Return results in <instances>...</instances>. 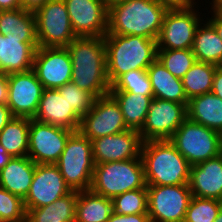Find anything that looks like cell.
<instances>
[{"label":"cell","mask_w":222,"mask_h":222,"mask_svg":"<svg viewBox=\"0 0 222 222\" xmlns=\"http://www.w3.org/2000/svg\"><path fill=\"white\" fill-rule=\"evenodd\" d=\"M210 4L213 8H215L221 15H222V2H210L209 1V7Z\"/></svg>","instance_id":"obj_47"},{"label":"cell","mask_w":222,"mask_h":222,"mask_svg":"<svg viewBox=\"0 0 222 222\" xmlns=\"http://www.w3.org/2000/svg\"><path fill=\"white\" fill-rule=\"evenodd\" d=\"M192 51L196 61L217 66L222 61V39L207 19L202 20L196 29Z\"/></svg>","instance_id":"obj_26"},{"label":"cell","mask_w":222,"mask_h":222,"mask_svg":"<svg viewBox=\"0 0 222 222\" xmlns=\"http://www.w3.org/2000/svg\"><path fill=\"white\" fill-rule=\"evenodd\" d=\"M210 12L212 13L211 18H207L206 16L205 18L214 26L219 37L222 39V15L212 6L210 8Z\"/></svg>","instance_id":"obj_39"},{"label":"cell","mask_w":222,"mask_h":222,"mask_svg":"<svg viewBox=\"0 0 222 222\" xmlns=\"http://www.w3.org/2000/svg\"><path fill=\"white\" fill-rule=\"evenodd\" d=\"M30 118L13 117L0 132V144L12 157L28 154Z\"/></svg>","instance_id":"obj_30"},{"label":"cell","mask_w":222,"mask_h":222,"mask_svg":"<svg viewBox=\"0 0 222 222\" xmlns=\"http://www.w3.org/2000/svg\"><path fill=\"white\" fill-rule=\"evenodd\" d=\"M128 129L118 103L107 94L96 98L91 110L81 118L78 131L91 141Z\"/></svg>","instance_id":"obj_13"},{"label":"cell","mask_w":222,"mask_h":222,"mask_svg":"<svg viewBox=\"0 0 222 222\" xmlns=\"http://www.w3.org/2000/svg\"><path fill=\"white\" fill-rule=\"evenodd\" d=\"M38 47V43H25L10 33H0V72L8 75L32 70Z\"/></svg>","instance_id":"obj_21"},{"label":"cell","mask_w":222,"mask_h":222,"mask_svg":"<svg viewBox=\"0 0 222 222\" xmlns=\"http://www.w3.org/2000/svg\"><path fill=\"white\" fill-rule=\"evenodd\" d=\"M78 191H71L53 203L29 209L26 222H75Z\"/></svg>","instance_id":"obj_27"},{"label":"cell","mask_w":222,"mask_h":222,"mask_svg":"<svg viewBox=\"0 0 222 222\" xmlns=\"http://www.w3.org/2000/svg\"><path fill=\"white\" fill-rule=\"evenodd\" d=\"M121 1H124V0H103V2L107 5V7H110L111 5L121 2Z\"/></svg>","instance_id":"obj_48"},{"label":"cell","mask_w":222,"mask_h":222,"mask_svg":"<svg viewBox=\"0 0 222 222\" xmlns=\"http://www.w3.org/2000/svg\"><path fill=\"white\" fill-rule=\"evenodd\" d=\"M108 81L112 85L131 70H147L157 59V41L137 35L104 36Z\"/></svg>","instance_id":"obj_3"},{"label":"cell","mask_w":222,"mask_h":222,"mask_svg":"<svg viewBox=\"0 0 222 222\" xmlns=\"http://www.w3.org/2000/svg\"><path fill=\"white\" fill-rule=\"evenodd\" d=\"M66 48L72 62L71 82L96 98L109 94L104 37H76Z\"/></svg>","instance_id":"obj_1"},{"label":"cell","mask_w":222,"mask_h":222,"mask_svg":"<svg viewBox=\"0 0 222 222\" xmlns=\"http://www.w3.org/2000/svg\"><path fill=\"white\" fill-rule=\"evenodd\" d=\"M107 222H150L148 213L122 215L113 212Z\"/></svg>","instance_id":"obj_38"},{"label":"cell","mask_w":222,"mask_h":222,"mask_svg":"<svg viewBox=\"0 0 222 222\" xmlns=\"http://www.w3.org/2000/svg\"><path fill=\"white\" fill-rule=\"evenodd\" d=\"M8 101V75L0 72V104Z\"/></svg>","instance_id":"obj_40"},{"label":"cell","mask_w":222,"mask_h":222,"mask_svg":"<svg viewBox=\"0 0 222 222\" xmlns=\"http://www.w3.org/2000/svg\"><path fill=\"white\" fill-rule=\"evenodd\" d=\"M39 122L78 131L81 117L69 106L57 89H44L33 118Z\"/></svg>","instance_id":"obj_20"},{"label":"cell","mask_w":222,"mask_h":222,"mask_svg":"<svg viewBox=\"0 0 222 222\" xmlns=\"http://www.w3.org/2000/svg\"><path fill=\"white\" fill-rule=\"evenodd\" d=\"M73 132L30 119L27 156L36 164H56Z\"/></svg>","instance_id":"obj_12"},{"label":"cell","mask_w":222,"mask_h":222,"mask_svg":"<svg viewBox=\"0 0 222 222\" xmlns=\"http://www.w3.org/2000/svg\"><path fill=\"white\" fill-rule=\"evenodd\" d=\"M214 95L222 99V71L217 67L214 78L212 91Z\"/></svg>","instance_id":"obj_41"},{"label":"cell","mask_w":222,"mask_h":222,"mask_svg":"<svg viewBox=\"0 0 222 222\" xmlns=\"http://www.w3.org/2000/svg\"><path fill=\"white\" fill-rule=\"evenodd\" d=\"M198 1L191 0L188 4L168 9L156 40L158 49L192 48L196 29L206 16L199 12Z\"/></svg>","instance_id":"obj_7"},{"label":"cell","mask_w":222,"mask_h":222,"mask_svg":"<svg viewBox=\"0 0 222 222\" xmlns=\"http://www.w3.org/2000/svg\"><path fill=\"white\" fill-rule=\"evenodd\" d=\"M56 165L71 191L90 190L95 166L91 141L79 131L73 132Z\"/></svg>","instance_id":"obj_6"},{"label":"cell","mask_w":222,"mask_h":222,"mask_svg":"<svg viewBox=\"0 0 222 222\" xmlns=\"http://www.w3.org/2000/svg\"><path fill=\"white\" fill-rule=\"evenodd\" d=\"M218 66L196 61L188 72L181 78L187 99L210 93L213 86V78Z\"/></svg>","instance_id":"obj_31"},{"label":"cell","mask_w":222,"mask_h":222,"mask_svg":"<svg viewBox=\"0 0 222 222\" xmlns=\"http://www.w3.org/2000/svg\"><path fill=\"white\" fill-rule=\"evenodd\" d=\"M218 68L222 71V61H221L220 64L218 65Z\"/></svg>","instance_id":"obj_51"},{"label":"cell","mask_w":222,"mask_h":222,"mask_svg":"<svg viewBox=\"0 0 222 222\" xmlns=\"http://www.w3.org/2000/svg\"><path fill=\"white\" fill-rule=\"evenodd\" d=\"M19 8H22L20 0H0V11L13 10Z\"/></svg>","instance_id":"obj_44"},{"label":"cell","mask_w":222,"mask_h":222,"mask_svg":"<svg viewBox=\"0 0 222 222\" xmlns=\"http://www.w3.org/2000/svg\"><path fill=\"white\" fill-rule=\"evenodd\" d=\"M44 87L33 70L8 74L7 106L13 117L33 119Z\"/></svg>","instance_id":"obj_14"},{"label":"cell","mask_w":222,"mask_h":222,"mask_svg":"<svg viewBox=\"0 0 222 222\" xmlns=\"http://www.w3.org/2000/svg\"><path fill=\"white\" fill-rule=\"evenodd\" d=\"M211 2H222V0H212Z\"/></svg>","instance_id":"obj_52"},{"label":"cell","mask_w":222,"mask_h":222,"mask_svg":"<svg viewBox=\"0 0 222 222\" xmlns=\"http://www.w3.org/2000/svg\"><path fill=\"white\" fill-rule=\"evenodd\" d=\"M110 91L130 92L135 95L153 96L147 70H131L121 75L112 85Z\"/></svg>","instance_id":"obj_33"},{"label":"cell","mask_w":222,"mask_h":222,"mask_svg":"<svg viewBox=\"0 0 222 222\" xmlns=\"http://www.w3.org/2000/svg\"><path fill=\"white\" fill-rule=\"evenodd\" d=\"M122 111L126 126L140 131L154 96L135 95L130 92L110 91Z\"/></svg>","instance_id":"obj_28"},{"label":"cell","mask_w":222,"mask_h":222,"mask_svg":"<svg viewBox=\"0 0 222 222\" xmlns=\"http://www.w3.org/2000/svg\"><path fill=\"white\" fill-rule=\"evenodd\" d=\"M188 185L194 197L222 201V156L191 165Z\"/></svg>","instance_id":"obj_19"},{"label":"cell","mask_w":222,"mask_h":222,"mask_svg":"<svg viewBox=\"0 0 222 222\" xmlns=\"http://www.w3.org/2000/svg\"><path fill=\"white\" fill-rule=\"evenodd\" d=\"M94 164L141 158L142 139L139 131H126L91 140Z\"/></svg>","instance_id":"obj_18"},{"label":"cell","mask_w":222,"mask_h":222,"mask_svg":"<svg viewBox=\"0 0 222 222\" xmlns=\"http://www.w3.org/2000/svg\"><path fill=\"white\" fill-rule=\"evenodd\" d=\"M140 156L146 185L189 183L191 165L169 140L144 141Z\"/></svg>","instance_id":"obj_4"},{"label":"cell","mask_w":222,"mask_h":222,"mask_svg":"<svg viewBox=\"0 0 222 222\" xmlns=\"http://www.w3.org/2000/svg\"><path fill=\"white\" fill-rule=\"evenodd\" d=\"M35 167L36 163L28 156L13 157L0 170V186L24 200L30 190Z\"/></svg>","instance_id":"obj_22"},{"label":"cell","mask_w":222,"mask_h":222,"mask_svg":"<svg viewBox=\"0 0 222 222\" xmlns=\"http://www.w3.org/2000/svg\"><path fill=\"white\" fill-rule=\"evenodd\" d=\"M222 208V201L192 196L184 222H214Z\"/></svg>","instance_id":"obj_35"},{"label":"cell","mask_w":222,"mask_h":222,"mask_svg":"<svg viewBox=\"0 0 222 222\" xmlns=\"http://www.w3.org/2000/svg\"><path fill=\"white\" fill-rule=\"evenodd\" d=\"M13 157L7 153L6 149L0 144V170L10 162Z\"/></svg>","instance_id":"obj_45"},{"label":"cell","mask_w":222,"mask_h":222,"mask_svg":"<svg viewBox=\"0 0 222 222\" xmlns=\"http://www.w3.org/2000/svg\"><path fill=\"white\" fill-rule=\"evenodd\" d=\"M191 198L188 184L147 185L150 222H184Z\"/></svg>","instance_id":"obj_10"},{"label":"cell","mask_w":222,"mask_h":222,"mask_svg":"<svg viewBox=\"0 0 222 222\" xmlns=\"http://www.w3.org/2000/svg\"><path fill=\"white\" fill-rule=\"evenodd\" d=\"M214 222H222V208H221L218 216H217L216 219L214 220Z\"/></svg>","instance_id":"obj_50"},{"label":"cell","mask_w":222,"mask_h":222,"mask_svg":"<svg viewBox=\"0 0 222 222\" xmlns=\"http://www.w3.org/2000/svg\"><path fill=\"white\" fill-rule=\"evenodd\" d=\"M0 222H26L24 200L0 186Z\"/></svg>","instance_id":"obj_37"},{"label":"cell","mask_w":222,"mask_h":222,"mask_svg":"<svg viewBox=\"0 0 222 222\" xmlns=\"http://www.w3.org/2000/svg\"><path fill=\"white\" fill-rule=\"evenodd\" d=\"M187 119V104L153 98L145 123L139 131L142 141L170 140Z\"/></svg>","instance_id":"obj_11"},{"label":"cell","mask_w":222,"mask_h":222,"mask_svg":"<svg viewBox=\"0 0 222 222\" xmlns=\"http://www.w3.org/2000/svg\"><path fill=\"white\" fill-rule=\"evenodd\" d=\"M12 118L13 116L8 106L0 104V132Z\"/></svg>","instance_id":"obj_43"},{"label":"cell","mask_w":222,"mask_h":222,"mask_svg":"<svg viewBox=\"0 0 222 222\" xmlns=\"http://www.w3.org/2000/svg\"><path fill=\"white\" fill-rule=\"evenodd\" d=\"M112 213V199L91 190L78 192L75 222H107Z\"/></svg>","instance_id":"obj_29"},{"label":"cell","mask_w":222,"mask_h":222,"mask_svg":"<svg viewBox=\"0 0 222 222\" xmlns=\"http://www.w3.org/2000/svg\"><path fill=\"white\" fill-rule=\"evenodd\" d=\"M187 118L213 129L222 131V99L212 92L192 97L187 104Z\"/></svg>","instance_id":"obj_24"},{"label":"cell","mask_w":222,"mask_h":222,"mask_svg":"<svg viewBox=\"0 0 222 222\" xmlns=\"http://www.w3.org/2000/svg\"><path fill=\"white\" fill-rule=\"evenodd\" d=\"M44 89H57L71 82L72 62L66 47H38L33 68Z\"/></svg>","instance_id":"obj_15"},{"label":"cell","mask_w":222,"mask_h":222,"mask_svg":"<svg viewBox=\"0 0 222 222\" xmlns=\"http://www.w3.org/2000/svg\"><path fill=\"white\" fill-rule=\"evenodd\" d=\"M190 165L220 155L218 132L186 119L169 140Z\"/></svg>","instance_id":"obj_8"},{"label":"cell","mask_w":222,"mask_h":222,"mask_svg":"<svg viewBox=\"0 0 222 222\" xmlns=\"http://www.w3.org/2000/svg\"><path fill=\"white\" fill-rule=\"evenodd\" d=\"M57 91L81 118L91 110L96 100L93 94L77 87L73 82L65 83Z\"/></svg>","instance_id":"obj_36"},{"label":"cell","mask_w":222,"mask_h":222,"mask_svg":"<svg viewBox=\"0 0 222 222\" xmlns=\"http://www.w3.org/2000/svg\"><path fill=\"white\" fill-rule=\"evenodd\" d=\"M169 5L157 0H124L108 7L107 34L157 40Z\"/></svg>","instance_id":"obj_2"},{"label":"cell","mask_w":222,"mask_h":222,"mask_svg":"<svg viewBox=\"0 0 222 222\" xmlns=\"http://www.w3.org/2000/svg\"><path fill=\"white\" fill-rule=\"evenodd\" d=\"M0 33L4 36L10 33L25 43H38L34 13L23 8L1 10Z\"/></svg>","instance_id":"obj_25"},{"label":"cell","mask_w":222,"mask_h":222,"mask_svg":"<svg viewBox=\"0 0 222 222\" xmlns=\"http://www.w3.org/2000/svg\"><path fill=\"white\" fill-rule=\"evenodd\" d=\"M77 37H104L108 30V7L103 0H64Z\"/></svg>","instance_id":"obj_16"},{"label":"cell","mask_w":222,"mask_h":222,"mask_svg":"<svg viewBox=\"0 0 222 222\" xmlns=\"http://www.w3.org/2000/svg\"><path fill=\"white\" fill-rule=\"evenodd\" d=\"M70 192L56 164H36L30 190L24 199L26 212L49 205Z\"/></svg>","instance_id":"obj_17"},{"label":"cell","mask_w":222,"mask_h":222,"mask_svg":"<svg viewBox=\"0 0 222 222\" xmlns=\"http://www.w3.org/2000/svg\"><path fill=\"white\" fill-rule=\"evenodd\" d=\"M157 59L175 77L182 78L196 62L190 49H158Z\"/></svg>","instance_id":"obj_32"},{"label":"cell","mask_w":222,"mask_h":222,"mask_svg":"<svg viewBox=\"0 0 222 222\" xmlns=\"http://www.w3.org/2000/svg\"><path fill=\"white\" fill-rule=\"evenodd\" d=\"M113 212L129 215L148 213L147 188L130 190L112 199Z\"/></svg>","instance_id":"obj_34"},{"label":"cell","mask_w":222,"mask_h":222,"mask_svg":"<svg viewBox=\"0 0 222 222\" xmlns=\"http://www.w3.org/2000/svg\"><path fill=\"white\" fill-rule=\"evenodd\" d=\"M147 188L141 158L95 164L90 190L113 199L130 190Z\"/></svg>","instance_id":"obj_5"},{"label":"cell","mask_w":222,"mask_h":222,"mask_svg":"<svg viewBox=\"0 0 222 222\" xmlns=\"http://www.w3.org/2000/svg\"><path fill=\"white\" fill-rule=\"evenodd\" d=\"M21 7L25 10L34 12L38 8L42 7L49 0H20Z\"/></svg>","instance_id":"obj_42"},{"label":"cell","mask_w":222,"mask_h":222,"mask_svg":"<svg viewBox=\"0 0 222 222\" xmlns=\"http://www.w3.org/2000/svg\"><path fill=\"white\" fill-rule=\"evenodd\" d=\"M147 74L154 98L188 104L181 79L173 76L158 59L147 68Z\"/></svg>","instance_id":"obj_23"},{"label":"cell","mask_w":222,"mask_h":222,"mask_svg":"<svg viewBox=\"0 0 222 222\" xmlns=\"http://www.w3.org/2000/svg\"><path fill=\"white\" fill-rule=\"evenodd\" d=\"M33 13L39 47H66L77 37L64 0H49Z\"/></svg>","instance_id":"obj_9"},{"label":"cell","mask_w":222,"mask_h":222,"mask_svg":"<svg viewBox=\"0 0 222 222\" xmlns=\"http://www.w3.org/2000/svg\"><path fill=\"white\" fill-rule=\"evenodd\" d=\"M163 3H166L170 7H178L185 4H188L191 0H157Z\"/></svg>","instance_id":"obj_46"},{"label":"cell","mask_w":222,"mask_h":222,"mask_svg":"<svg viewBox=\"0 0 222 222\" xmlns=\"http://www.w3.org/2000/svg\"><path fill=\"white\" fill-rule=\"evenodd\" d=\"M219 134V151L220 155L222 156V131L218 133Z\"/></svg>","instance_id":"obj_49"}]
</instances>
